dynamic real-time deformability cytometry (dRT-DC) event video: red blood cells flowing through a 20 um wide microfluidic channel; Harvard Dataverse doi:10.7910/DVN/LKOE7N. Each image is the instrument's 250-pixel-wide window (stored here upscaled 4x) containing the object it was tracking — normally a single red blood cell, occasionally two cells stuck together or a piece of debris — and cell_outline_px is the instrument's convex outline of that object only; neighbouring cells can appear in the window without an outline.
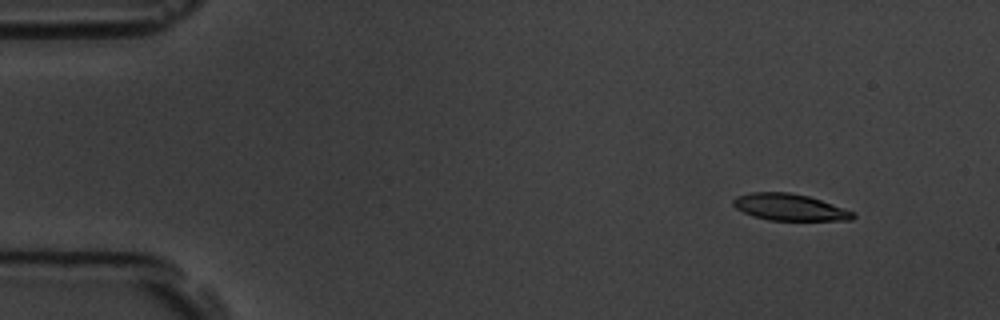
{"species": "common noctule bat (a hibernating species)", "species_latin": "Nyctalus noctula", "temperature_condition": "room temperature", "stored_images_in_passage": 5, "camera_frame_rate_fps": 3000, "um_per_image_px": 0.085, "animal": {"sex": "male", "body_mass_g": 19.5, "forearm_length_mm": 54.6}, "frame": {"image": 1, "passage_image": 2, "time_ms": 1.0, "image_size_px": [1000, 320], "cell_outline_px": [[856, 216], [852, 220], [768, 220], [752, 216], [736, 208], [732, 204], [732, 200], [736, 196], [752, 192], [788, 192], [808, 196], [856, 212]], "centroid_in_image_um": [67.11, 17.61], "position_along_channel_um": 17.9, "area_um2": 18.61}}
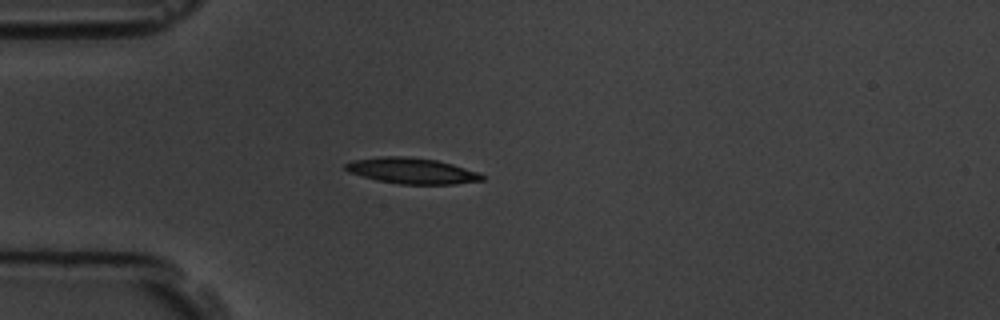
{"frame": {"image": 2, "passage_image": 5, "time_ms": 4.333, "image_size_px": [1000, 320], "cell_outline_px": [[484, 180], [452, 184], [400, 184], [376, 180], [348, 172], [344, 168], [344, 164], [352, 160], [384, 156], [408, 156], [436, 160], [452, 164], [476, 172], [484, 176]], "centroid_in_image_um": [34.95, 14.51], "position_along_channel_um": 50.0, "area_um2": 20.46}}